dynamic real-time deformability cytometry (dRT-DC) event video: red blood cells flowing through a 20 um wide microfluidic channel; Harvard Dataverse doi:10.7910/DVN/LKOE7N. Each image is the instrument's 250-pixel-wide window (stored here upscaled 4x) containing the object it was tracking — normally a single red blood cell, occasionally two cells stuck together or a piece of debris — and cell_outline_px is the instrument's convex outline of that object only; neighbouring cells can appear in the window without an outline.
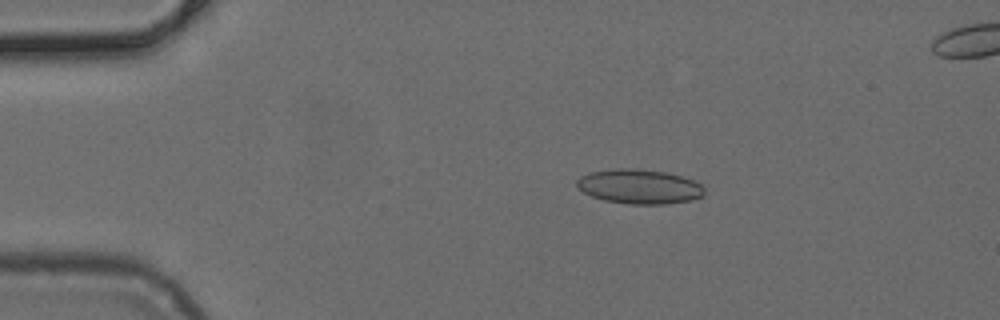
{"species": "common noctule bat (a hibernating species)", "species_latin": "Nyctalus noctula", "temperature_condition": "cold", "stored_images_in_passage": 46, "camera_frame_rate_fps": 3000, "um_per_image_px": 0.085, "animal": {"sex": "female", "body_mass_g": 24.6, "forearm_length_mm": 56.2}, "frame": {"image": 1, "passage_image": 4, "time_ms": 1.0, "image_size_px": [1000, 320], "cell_outline_px": [[704, 196], [692, 200], [664, 204], [628, 204], [604, 200], [592, 196], [584, 192], [576, 184], [576, 180], [580, 176], [588, 172], [616, 168], [632, 168], [664, 172], [680, 176], [692, 180], [700, 184], [704, 188]], "centroid_in_image_um": [54.33, 15.86], "position_along_channel_um": 30.7, "area_um2": 25.61}}
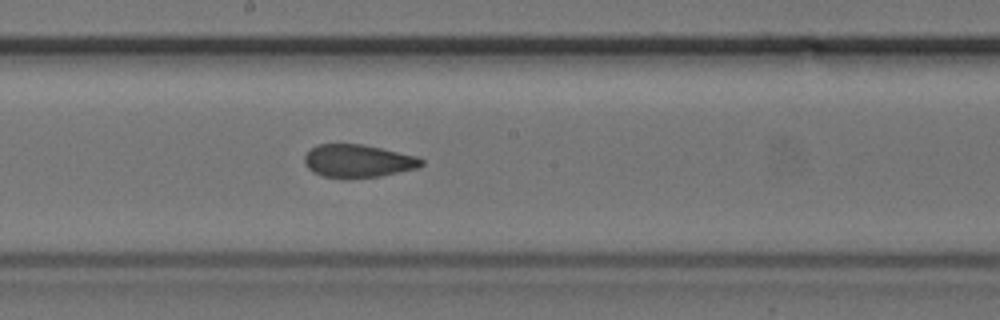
{"frame": {"image": 2, "passage_image": 22, "time_ms": 7.0, "image_size_px": [1000, 320], "cell_outline_px": [[424, 164], [416, 168], [380, 176], [348, 180], [344, 180], [324, 176], [312, 172], [308, 168], [304, 160], [304, 156], [316, 144], [360, 144], [380, 148], [416, 156], [424, 160]], "centroid_in_image_um": [30.4, 13.71], "position_along_channel_um": 217.8, "area_um2": 22.6}}
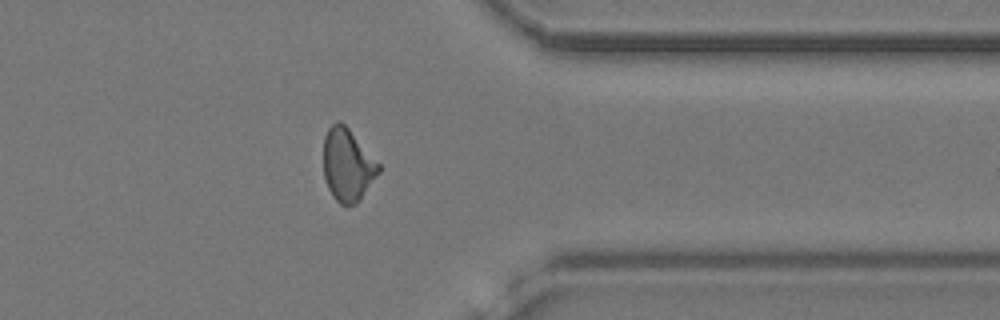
{"frame": {"image": 3, "passage_image": 35, "time_ms": 11.333, "image_size_px": [1000, 320], "cell_outline_px": [[380, 172], [360, 200], [356, 204], [340, 204], [332, 196], [328, 188], [324, 176], [324, 136], [328, 128], [336, 120], [340, 120], [348, 128], [380, 164]], "centroid_in_image_um": [29.54, 14.02], "position_along_channel_um": 381.9, "area_um2": 23.29}}